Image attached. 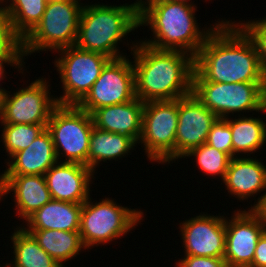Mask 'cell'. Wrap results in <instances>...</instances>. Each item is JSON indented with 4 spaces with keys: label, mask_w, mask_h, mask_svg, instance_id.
Here are the masks:
<instances>
[{
    "label": "cell",
    "mask_w": 266,
    "mask_h": 267,
    "mask_svg": "<svg viewBox=\"0 0 266 267\" xmlns=\"http://www.w3.org/2000/svg\"><path fill=\"white\" fill-rule=\"evenodd\" d=\"M192 81L265 83L252 40L234 22L218 24L194 58Z\"/></svg>",
    "instance_id": "cell-1"
},
{
    "label": "cell",
    "mask_w": 266,
    "mask_h": 267,
    "mask_svg": "<svg viewBox=\"0 0 266 267\" xmlns=\"http://www.w3.org/2000/svg\"><path fill=\"white\" fill-rule=\"evenodd\" d=\"M132 41L135 95L144 103L177 100L192 92L194 57Z\"/></svg>",
    "instance_id": "cell-2"
},
{
    "label": "cell",
    "mask_w": 266,
    "mask_h": 267,
    "mask_svg": "<svg viewBox=\"0 0 266 267\" xmlns=\"http://www.w3.org/2000/svg\"><path fill=\"white\" fill-rule=\"evenodd\" d=\"M197 6L170 0H149L138 8L140 26H150L153 38L141 42L161 50L186 52L196 57L213 29L224 22L214 23L210 28L201 30L195 17Z\"/></svg>",
    "instance_id": "cell-3"
},
{
    "label": "cell",
    "mask_w": 266,
    "mask_h": 267,
    "mask_svg": "<svg viewBox=\"0 0 266 267\" xmlns=\"http://www.w3.org/2000/svg\"><path fill=\"white\" fill-rule=\"evenodd\" d=\"M138 27V7L134 3L118 6L86 3L81 11L75 45L111 59L122 58L125 55L118 44Z\"/></svg>",
    "instance_id": "cell-4"
},
{
    "label": "cell",
    "mask_w": 266,
    "mask_h": 267,
    "mask_svg": "<svg viewBox=\"0 0 266 267\" xmlns=\"http://www.w3.org/2000/svg\"><path fill=\"white\" fill-rule=\"evenodd\" d=\"M143 214L140 209L116 204L112 198L93 203L89 197L82 203L80 214L79 233L84 247L88 250L123 237L141 224Z\"/></svg>",
    "instance_id": "cell-5"
},
{
    "label": "cell",
    "mask_w": 266,
    "mask_h": 267,
    "mask_svg": "<svg viewBox=\"0 0 266 267\" xmlns=\"http://www.w3.org/2000/svg\"><path fill=\"white\" fill-rule=\"evenodd\" d=\"M80 1L64 0L47 4L41 21L21 41L24 58L39 51L56 52L75 45L84 5Z\"/></svg>",
    "instance_id": "cell-6"
},
{
    "label": "cell",
    "mask_w": 266,
    "mask_h": 267,
    "mask_svg": "<svg viewBox=\"0 0 266 267\" xmlns=\"http://www.w3.org/2000/svg\"><path fill=\"white\" fill-rule=\"evenodd\" d=\"M94 127L91 114L77 105L58 104L47 129L51 133L58 162L88 166L90 136ZM62 155V156H61ZM63 158V161L61 160Z\"/></svg>",
    "instance_id": "cell-7"
},
{
    "label": "cell",
    "mask_w": 266,
    "mask_h": 267,
    "mask_svg": "<svg viewBox=\"0 0 266 267\" xmlns=\"http://www.w3.org/2000/svg\"><path fill=\"white\" fill-rule=\"evenodd\" d=\"M57 53L60 56L55 58L54 67L63 86V94L56 98L57 103L77 105L90 91L111 58L98 52L83 50L76 45L60 49Z\"/></svg>",
    "instance_id": "cell-8"
},
{
    "label": "cell",
    "mask_w": 266,
    "mask_h": 267,
    "mask_svg": "<svg viewBox=\"0 0 266 267\" xmlns=\"http://www.w3.org/2000/svg\"><path fill=\"white\" fill-rule=\"evenodd\" d=\"M192 93L218 118L231 113L266 112L265 83L192 81Z\"/></svg>",
    "instance_id": "cell-9"
},
{
    "label": "cell",
    "mask_w": 266,
    "mask_h": 267,
    "mask_svg": "<svg viewBox=\"0 0 266 267\" xmlns=\"http://www.w3.org/2000/svg\"><path fill=\"white\" fill-rule=\"evenodd\" d=\"M177 100L144 103L139 143L151 162L166 164L175 161V138L178 125Z\"/></svg>",
    "instance_id": "cell-10"
},
{
    "label": "cell",
    "mask_w": 266,
    "mask_h": 267,
    "mask_svg": "<svg viewBox=\"0 0 266 267\" xmlns=\"http://www.w3.org/2000/svg\"><path fill=\"white\" fill-rule=\"evenodd\" d=\"M135 95V72L129 58L111 59L100 77L77 106L91 114L94 110L132 101Z\"/></svg>",
    "instance_id": "cell-11"
},
{
    "label": "cell",
    "mask_w": 266,
    "mask_h": 267,
    "mask_svg": "<svg viewBox=\"0 0 266 267\" xmlns=\"http://www.w3.org/2000/svg\"><path fill=\"white\" fill-rule=\"evenodd\" d=\"M47 83L41 77L26 87H20L13 94L7 91L0 123L48 125L50 115L58 103L54 95L50 96V85Z\"/></svg>",
    "instance_id": "cell-12"
},
{
    "label": "cell",
    "mask_w": 266,
    "mask_h": 267,
    "mask_svg": "<svg viewBox=\"0 0 266 267\" xmlns=\"http://www.w3.org/2000/svg\"><path fill=\"white\" fill-rule=\"evenodd\" d=\"M226 218L225 253L227 267H249L258 239L266 231L262 219L254 210L237 209Z\"/></svg>",
    "instance_id": "cell-13"
},
{
    "label": "cell",
    "mask_w": 266,
    "mask_h": 267,
    "mask_svg": "<svg viewBox=\"0 0 266 267\" xmlns=\"http://www.w3.org/2000/svg\"><path fill=\"white\" fill-rule=\"evenodd\" d=\"M184 255L223 257L225 253L226 217L199 214L180 223Z\"/></svg>",
    "instance_id": "cell-14"
},
{
    "label": "cell",
    "mask_w": 266,
    "mask_h": 267,
    "mask_svg": "<svg viewBox=\"0 0 266 267\" xmlns=\"http://www.w3.org/2000/svg\"><path fill=\"white\" fill-rule=\"evenodd\" d=\"M217 119L218 116L204 106L192 92L179 98L175 161L206 143L208 133Z\"/></svg>",
    "instance_id": "cell-15"
},
{
    "label": "cell",
    "mask_w": 266,
    "mask_h": 267,
    "mask_svg": "<svg viewBox=\"0 0 266 267\" xmlns=\"http://www.w3.org/2000/svg\"><path fill=\"white\" fill-rule=\"evenodd\" d=\"M93 175L94 172L88 166L57 162L44 176L52 199L83 203L90 197Z\"/></svg>",
    "instance_id": "cell-16"
},
{
    "label": "cell",
    "mask_w": 266,
    "mask_h": 267,
    "mask_svg": "<svg viewBox=\"0 0 266 267\" xmlns=\"http://www.w3.org/2000/svg\"><path fill=\"white\" fill-rule=\"evenodd\" d=\"M243 156L231 158L223 183L228 193L234 195L233 197L240 202L241 199L242 201L251 199L265 190V193L261 194L249 208V210H254L266 194V165L248 154Z\"/></svg>",
    "instance_id": "cell-17"
},
{
    "label": "cell",
    "mask_w": 266,
    "mask_h": 267,
    "mask_svg": "<svg viewBox=\"0 0 266 267\" xmlns=\"http://www.w3.org/2000/svg\"><path fill=\"white\" fill-rule=\"evenodd\" d=\"M11 192L23 221L52 199L44 175L0 176V201Z\"/></svg>",
    "instance_id": "cell-18"
},
{
    "label": "cell",
    "mask_w": 266,
    "mask_h": 267,
    "mask_svg": "<svg viewBox=\"0 0 266 267\" xmlns=\"http://www.w3.org/2000/svg\"><path fill=\"white\" fill-rule=\"evenodd\" d=\"M57 162L53 139L46 128L29 147L7 160L8 167L0 176L45 175Z\"/></svg>",
    "instance_id": "cell-19"
},
{
    "label": "cell",
    "mask_w": 266,
    "mask_h": 267,
    "mask_svg": "<svg viewBox=\"0 0 266 267\" xmlns=\"http://www.w3.org/2000/svg\"><path fill=\"white\" fill-rule=\"evenodd\" d=\"M144 102L139 98L132 101L105 106L91 113L94 127L117 134L128 135L137 143L142 130Z\"/></svg>",
    "instance_id": "cell-20"
},
{
    "label": "cell",
    "mask_w": 266,
    "mask_h": 267,
    "mask_svg": "<svg viewBox=\"0 0 266 267\" xmlns=\"http://www.w3.org/2000/svg\"><path fill=\"white\" fill-rule=\"evenodd\" d=\"M82 203L51 199L24 222V230L79 231Z\"/></svg>",
    "instance_id": "cell-21"
},
{
    "label": "cell",
    "mask_w": 266,
    "mask_h": 267,
    "mask_svg": "<svg viewBox=\"0 0 266 267\" xmlns=\"http://www.w3.org/2000/svg\"><path fill=\"white\" fill-rule=\"evenodd\" d=\"M137 142L128 135L112 133L93 127L88 152V167L95 173L100 162L118 161L134 150Z\"/></svg>",
    "instance_id": "cell-22"
},
{
    "label": "cell",
    "mask_w": 266,
    "mask_h": 267,
    "mask_svg": "<svg viewBox=\"0 0 266 267\" xmlns=\"http://www.w3.org/2000/svg\"><path fill=\"white\" fill-rule=\"evenodd\" d=\"M37 241L38 245L44 249L62 267L66 261L80 255L84 247L79 231L54 230H25ZM64 262V263H63Z\"/></svg>",
    "instance_id": "cell-23"
},
{
    "label": "cell",
    "mask_w": 266,
    "mask_h": 267,
    "mask_svg": "<svg viewBox=\"0 0 266 267\" xmlns=\"http://www.w3.org/2000/svg\"><path fill=\"white\" fill-rule=\"evenodd\" d=\"M224 118L232 132L233 158L243 154H253L263 149L266 143V123L262 118L240 116ZM242 154V155H240Z\"/></svg>",
    "instance_id": "cell-24"
},
{
    "label": "cell",
    "mask_w": 266,
    "mask_h": 267,
    "mask_svg": "<svg viewBox=\"0 0 266 267\" xmlns=\"http://www.w3.org/2000/svg\"><path fill=\"white\" fill-rule=\"evenodd\" d=\"M11 234L13 243V259L7 264L10 267H62L44 249H42L34 237L25 231L22 226L15 228Z\"/></svg>",
    "instance_id": "cell-25"
},
{
    "label": "cell",
    "mask_w": 266,
    "mask_h": 267,
    "mask_svg": "<svg viewBox=\"0 0 266 267\" xmlns=\"http://www.w3.org/2000/svg\"><path fill=\"white\" fill-rule=\"evenodd\" d=\"M4 2V10L12 30L21 41L41 21L47 6L44 0H5Z\"/></svg>",
    "instance_id": "cell-26"
},
{
    "label": "cell",
    "mask_w": 266,
    "mask_h": 267,
    "mask_svg": "<svg viewBox=\"0 0 266 267\" xmlns=\"http://www.w3.org/2000/svg\"><path fill=\"white\" fill-rule=\"evenodd\" d=\"M2 143L5 153L11 158L15 153L26 149L47 128L38 124H1Z\"/></svg>",
    "instance_id": "cell-27"
},
{
    "label": "cell",
    "mask_w": 266,
    "mask_h": 267,
    "mask_svg": "<svg viewBox=\"0 0 266 267\" xmlns=\"http://www.w3.org/2000/svg\"><path fill=\"white\" fill-rule=\"evenodd\" d=\"M193 157L196 161L198 168H200L203 173L213 177H220L222 182L225 178L226 171L228 170V165L231 157L225 152H221L214 147L204 143L186 153L183 158Z\"/></svg>",
    "instance_id": "cell-28"
},
{
    "label": "cell",
    "mask_w": 266,
    "mask_h": 267,
    "mask_svg": "<svg viewBox=\"0 0 266 267\" xmlns=\"http://www.w3.org/2000/svg\"><path fill=\"white\" fill-rule=\"evenodd\" d=\"M236 24H239L238 26L252 40L266 77V20L260 18V20H248V22L244 21V23L240 21Z\"/></svg>",
    "instance_id": "cell-29"
},
{
    "label": "cell",
    "mask_w": 266,
    "mask_h": 267,
    "mask_svg": "<svg viewBox=\"0 0 266 267\" xmlns=\"http://www.w3.org/2000/svg\"><path fill=\"white\" fill-rule=\"evenodd\" d=\"M206 144L233 158L232 132L224 118H218L208 133Z\"/></svg>",
    "instance_id": "cell-30"
},
{
    "label": "cell",
    "mask_w": 266,
    "mask_h": 267,
    "mask_svg": "<svg viewBox=\"0 0 266 267\" xmlns=\"http://www.w3.org/2000/svg\"><path fill=\"white\" fill-rule=\"evenodd\" d=\"M21 48V40L14 34L4 9H0V56H12Z\"/></svg>",
    "instance_id": "cell-31"
},
{
    "label": "cell",
    "mask_w": 266,
    "mask_h": 267,
    "mask_svg": "<svg viewBox=\"0 0 266 267\" xmlns=\"http://www.w3.org/2000/svg\"><path fill=\"white\" fill-rule=\"evenodd\" d=\"M176 267H227L223 257L184 255L176 262Z\"/></svg>",
    "instance_id": "cell-32"
},
{
    "label": "cell",
    "mask_w": 266,
    "mask_h": 267,
    "mask_svg": "<svg viewBox=\"0 0 266 267\" xmlns=\"http://www.w3.org/2000/svg\"><path fill=\"white\" fill-rule=\"evenodd\" d=\"M24 54L22 49L20 48L15 54H13L12 56H0V81L4 80V78L7 79V76H5L6 71L5 69V65H10L15 67L14 69H17V71H20L19 73L24 74V70L23 69L25 66L23 64H25L24 62ZM23 70V71H22ZM0 90H5L4 88H2V86H0Z\"/></svg>",
    "instance_id": "cell-33"
},
{
    "label": "cell",
    "mask_w": 266,
    "mask_h": 267,
    "mask_svg": "<svg viewBox=\"0 0 266 267\" xmlns=\"http://www.w3.org/2000/svg\"><path fill=\"white\" fill-rule=\"evenodd\" d=\"M249 267H266V231L258 239L253 261Z\"/></svg>",
    "instance_id": "cell-34"
},
{
    "label": "cell",
    "mask_w": 266,
    "mask_h": 267,
    "mask_svg": "<svg viewBox=\"0 0 266 267\" xmlns=\"http://www.w3.org/2000/svg\"><path fill=\"white\" fill-rule=\"evenodd\" d=\"M254 211L260 216L262 219L263 225L266 230V194L260 204L254 209Z\"/></svg>",
    "instance_id": "cell-35"
},
{
    "label": "cell",
    "mask_w": 266,
    "mask_h": 267,
    "mask_svg": "<svg viewBox=\"0 0 266 267\" xmlns=\"http://www.w3.org/2000/svg\"><path fill=\"white\" fill-rule=\"evenodd\" d=\"M6 93H7L6 90H0V116H1L2 108H3L4 95Z\"/></svg>",
    "instance_id": "cell-36"
},
{
    "label": "cell",
    "mask_w": 266,
    "mask_h": 267,
    "mask_svg": "<svg viewBox=\"0 0 266 267\" xmlns=\"http://www.w3.org/2000/svg\"><path fill=\"white\" fill-rule=\"evenodd\" d=\"M170 1H175V2H180V3H185V4H188V5H191V6H196L194 4V2L192 3L191 0H170ZM191 1V2H190ZM207 1V0H206Z\"/></svg>",
    "instance_id": "cell-37"
},
{
    "label": "cell",
    "mask_w": 266,
    "mask_h": 267,
    "mask_svg": "<svg viewBox=\"0 0 266 267\" xmlns=\"http://www.w3.org/2000/svg\"><path fill=\"white\" fill-rule=\"evenodd\" d=\"M147 1H149V0H137L136 2H133V3L139 8Z\"/></svg>",
    "instance_id": "cell-38"
},
{
    "label": "cell",
    "mask_w": 266,
    "mask_h": 267,
    "mask_svg": "<svg viewBox=\"0 0 266 267\" xmlns=\"http://www.w3.org/2000/svg\"><path fill=\"white\" fill-rule=\"evenodd\" d=\"M47 4L49 3H54V2H59V1H64V0H44Z\"/></svg>",
    "instance_id": "cell-39"
},
{
    "label": "cell",
    "mask_w": 266,
    "mask_h": 267,
    "mask_svg": "<svg viewBox=\"0 0 266 267\" xmlns=\"http://www.w3.org/2000/svg\"><path fill=\"white\" fill-rule=\"evenodd\" d=\"M4 3V0H0V9H4V5L5 4H3ZM3 6V7H2Z\"/></svg>",
    "instance_id": "cell-40"
},
{
    "label": "cell",
    "mask_w": 266,
    "mask_h": 267,
    "mask_svg": "<svg viewBox=\"0 0 266 267\" xmlns=\"http://www.w3.org/2000/svg\"><path fill=\"white\" fill-rule=\"evenodd\" d=\"M265 100H266V81H265Z\"/></svg>",
    "instance_id": "cell-41"
},
{
    "label": "cell",
    "mask_w": 266,
    "mask_h": 267,
    "mask_svg": "<svg viewBox=\"0 0 266 267\" xmlns=\"http://www.w3.org/2000/svg\"><path fill=\"white\" fill-rule=\"evenodd\" d=\"M3 267H10V266L7 263L6 264L4 263Z\"/></svg>",
    "instance_id": "cell-42"
}]
</instances>
